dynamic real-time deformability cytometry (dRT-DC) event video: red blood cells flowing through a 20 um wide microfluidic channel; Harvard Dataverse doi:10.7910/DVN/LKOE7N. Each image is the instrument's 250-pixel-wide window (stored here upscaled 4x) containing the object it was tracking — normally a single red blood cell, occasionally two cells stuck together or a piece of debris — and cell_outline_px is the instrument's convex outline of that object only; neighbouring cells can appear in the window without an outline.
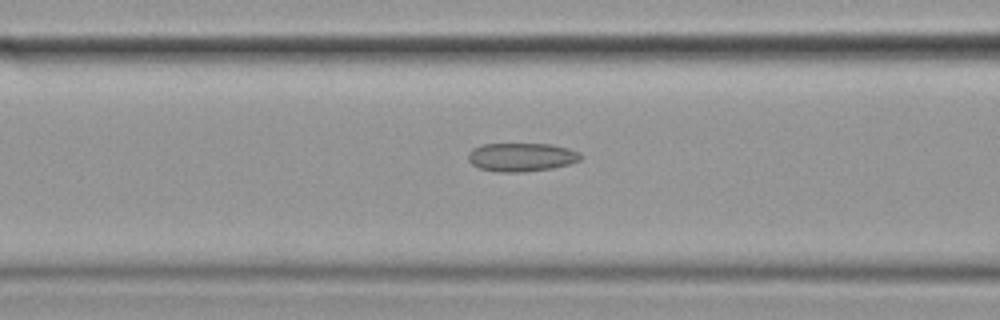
{"species": "common noctule bat (a hibernating species)", "species_latin": "Nyctalus noctula", "temperature_condition": "cold", "stored_images_in_passage": 45, "camera_frame_rate_fps": 3000, "um_per_image_px": 0.085, "animal": {"sex": "female", "body_mass_g": 19.9}, "frame": {"image": 1, "passage_image": 22, "time_ms": 7.0, "image_size_px": [1000, 320], "cell_outline_px": [[584, 156], [580, 160], [568, 164], [552, 168], [524, 172], [496, 172], [480, 168], [472, 164], [468, 160], [468, 152], [472, 148], [480, 144], [552, 144], [568, 148], [580, 152]], "centroid_in_image_um": [44.32, 13.35], "position_along_channel_um": 122.3, "area_um2": 18.9}}
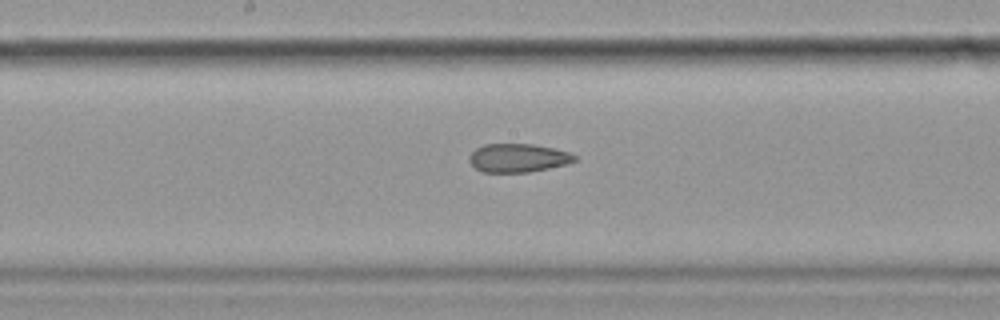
{"frame": {"image": 2, "passage_image": 29, "time_ms": 9.333, "image_size_px": [1000, 320], "cell_outline_px": [[576, 160], [568, 164], [528, 172], [484, 172], [476, 168], [468, 160], [468, 156], [476, 148], [484, 144], [532, 144], [556, 148], [568, 152], [576, 156]], "centroid_in_image_um": [44.03, 13.42], "position_along_channel_um": 204.2, "area_um2": 17.51}}
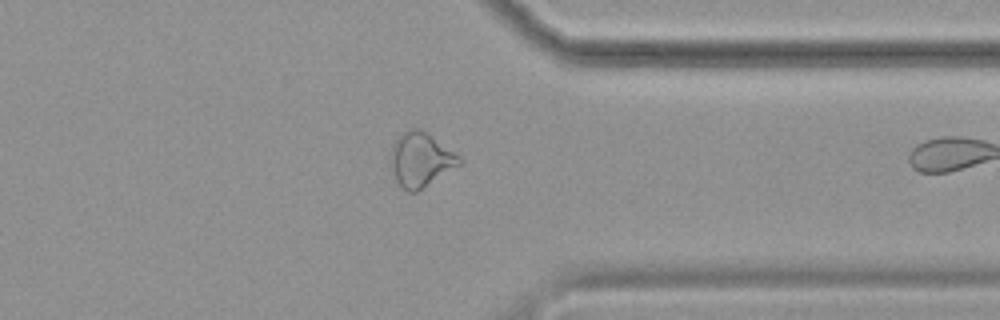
{"frame": {"image": 3, "passage_image": 44, "time_ms": 14.333, "image_size_px": [1000, 320], "cell_outline_px": [[464, 160], [460, 164], [416, 192], [408, 192], [396, 180], [392, 172], [392, 144], [396, 136], [400, 132], [412, 128], [420, 128], [428, 132], [460, 156]], "centroid_in_image_um": [35.76, 13.52], "position_along_channel_um": 375.6, "area_um2": 21.62}}